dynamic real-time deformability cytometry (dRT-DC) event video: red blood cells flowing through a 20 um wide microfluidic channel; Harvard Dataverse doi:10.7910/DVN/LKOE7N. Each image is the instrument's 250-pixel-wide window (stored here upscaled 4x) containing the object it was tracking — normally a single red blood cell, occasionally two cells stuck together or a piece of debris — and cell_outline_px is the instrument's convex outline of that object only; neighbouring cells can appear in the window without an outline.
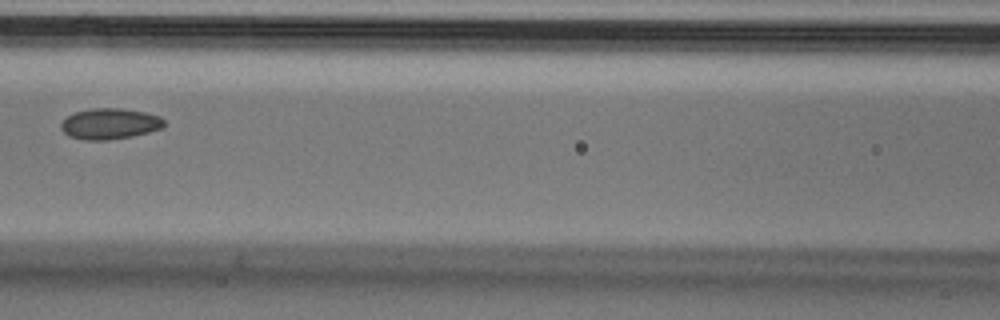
{"species": "Egyptian fruit bat (a non-hibernating species)", "species_latin": "Rousettus aegyptiacus", "temperature_condition": "cold", "stored_images_in_passage": 4, "camera_frame_rate_fps": 3000, "um_per_image_px": 0.085, "animal": {"sex": "male"}, "frame": {"image": 1, "passage_image": 3, "time_ms": 0.667, "image_size_px": [1000, 320], "cell_outline_px": [[164, 128], [132, 136], [108, 140], [84, 140], [68, 136], [60, 128], [60, 124], [68, 116], [76, 112], [92, 108], [120, 108], [144, 112], [160, 116], [164, 120]], "centroid_in_image_um": [9.33, 10.52], "position_along_channel_um": 157.3, "area_um2": 18.55}}
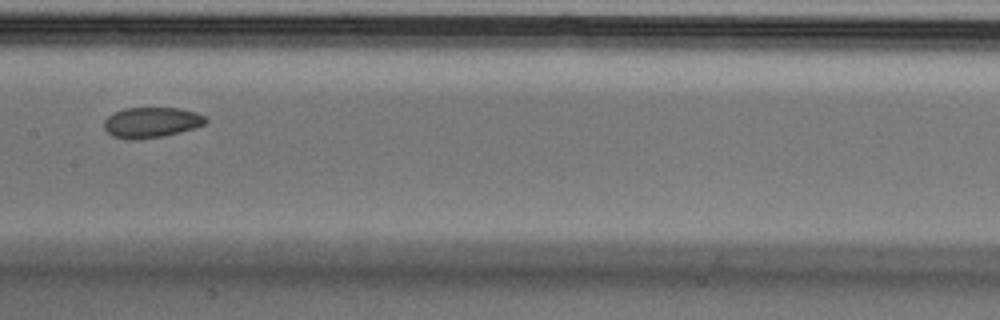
{"frame": {"image": 2, "passage_image": 4, "time_ms": 1.0, "image_size_px": [1000, 320], "cell_outline_px": [[208, 120], [204, 124], [180, 132], [160, 136], [132, 140], [112, 136], [104, 128], [104, 120], [108, 116], [124, 108], [180, 108], [196, 112], [204, 116]], "centroid_in_image_um": [12.85, 10.4], "position_along_channel_um": 194.5, "area_um2": 17.8}}